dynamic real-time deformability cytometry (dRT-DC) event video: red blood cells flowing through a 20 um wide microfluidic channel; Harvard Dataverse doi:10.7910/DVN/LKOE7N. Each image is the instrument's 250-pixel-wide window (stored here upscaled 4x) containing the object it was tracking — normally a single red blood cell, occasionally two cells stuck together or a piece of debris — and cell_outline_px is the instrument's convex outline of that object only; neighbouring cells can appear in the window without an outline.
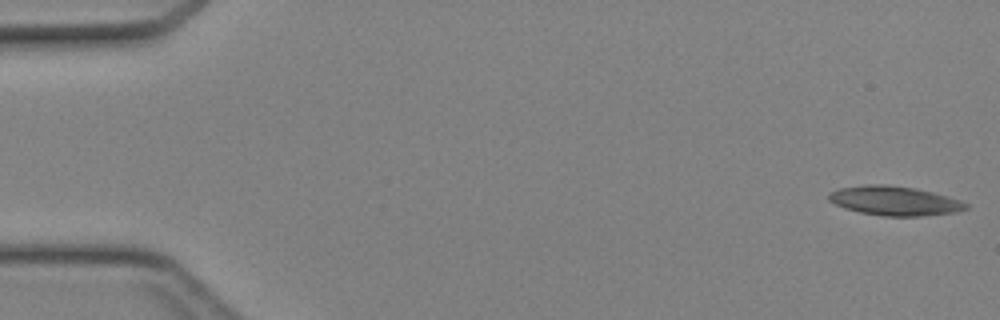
{"species": "Egyptian fruit bat (a non-hibernating species)", "species_latin": "Rousettus aegyptiacus", "temperature_condition": "cold", "stored_images_in_passage": 45, "camera_frame_rate_fps": 3000, "um_per_image_px": 0.085, "animal": {"sex": "female"}, "frame": {"image": 1, "passage_image": 1, "time_ms": 0.0, "image_size_px": [1000, 320], "cell_outline_px": [[968, 208], [956, 212], [924, 216], [884, 216], [860, 212], [844, 208], [828, 200], [828, 196], [832, 192], [840, 188], [868, 184], [884, 184], [916, 188], [932, 192], [960, 200], [968, 204]], "centroid_in_image_um": [76.05, 17.07], "position_along_channel_um": 8.9, "area_um2": 23.29}}
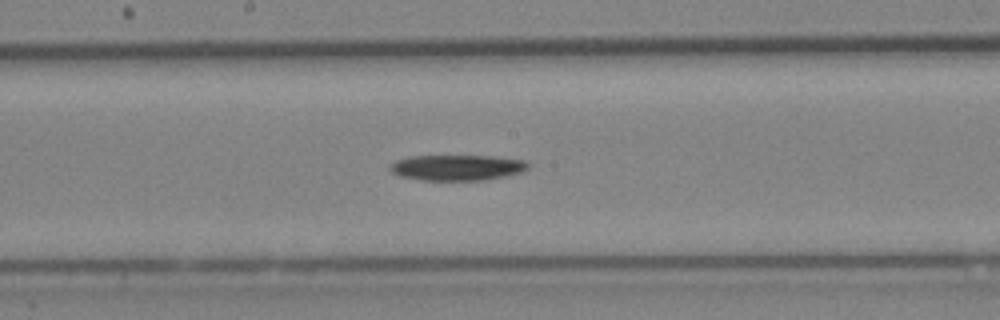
{"frame": {"image": 2, "passage_image": 24, "time_ms": 7.667, "image_size_px": [1000, 320], "cell_outline_px": [[528, 168], [524, 172], [508, 176], [484, 180], [420, 180], [400, 176], [392, 172], [388, 168], [396, 160], [412, 156], [492, 156], [524, 160], [528, 164]], "centroid_in_image_um": [38.88, 14.25], "position_along_channel_um": 209.3, "area_um2": 20.69}}
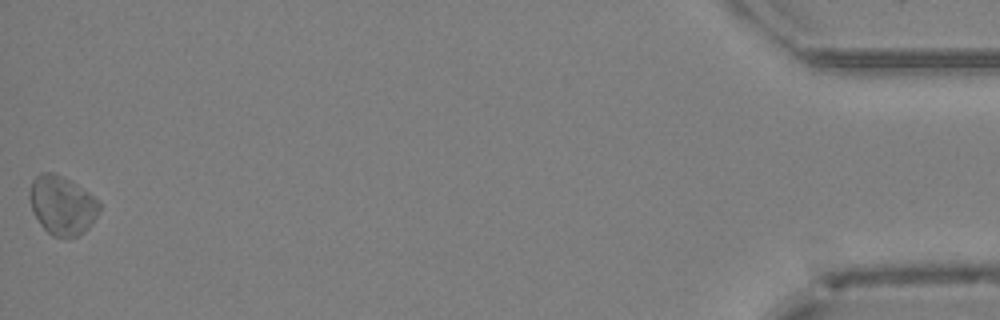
{"frame": {"image": 3, "passage_image": 45, "time_ms": 14.667, "image_size_px": [1000, 320], "cell_outline_px": [[100, 208], [96, 216], [88, 228], [84, 232], [76, 236], [52, 236], [40, 224], [32, 212], [28, 196], [28, 192], [32, 180], [40, 172], [52, 172], [76, 184], [88, 192], [100, 204]], "centroid_in_image_um": [5.23, 17.43], "position_along_channel_um": 430.0, "area_um2": 23.7}}